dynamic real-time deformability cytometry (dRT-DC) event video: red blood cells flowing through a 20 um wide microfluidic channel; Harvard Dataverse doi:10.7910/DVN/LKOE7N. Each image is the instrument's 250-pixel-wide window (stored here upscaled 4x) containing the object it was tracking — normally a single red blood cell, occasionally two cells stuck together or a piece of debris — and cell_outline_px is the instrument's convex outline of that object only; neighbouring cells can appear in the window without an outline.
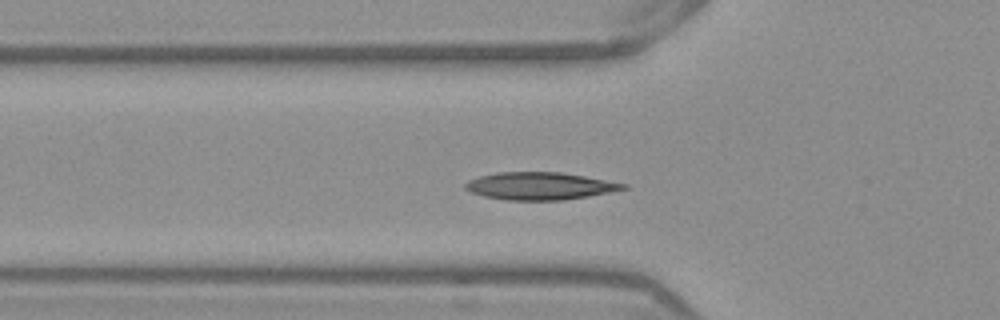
{"species": "Egyptian fruit bat (a non-hibernating species)", "species_latin": "Rousettus aegyptiacus", "temperature_condition": "warm", "stored_images_in_passage": 50, "camera_frame_rate_fps": 3000, "um_per_image_px": 0.085, "frame": {"image": 1, "passage_image": 14, "time_ms": 4.333, "image_size_px": [1000, 320], "cell_outline_px": [[628, 188], [588, 196], [564, 200], [508, 200], [484, 196], [472, 192], [464, 188], [464, 184], [468, 180], [480, 176], [496, 172], [560, 172], [584, 176], [628, 184]], "centroid_in_image_um": [45.87, 15.8], "position_along_channel_um": 79.9, "area_um2": 25.14}}
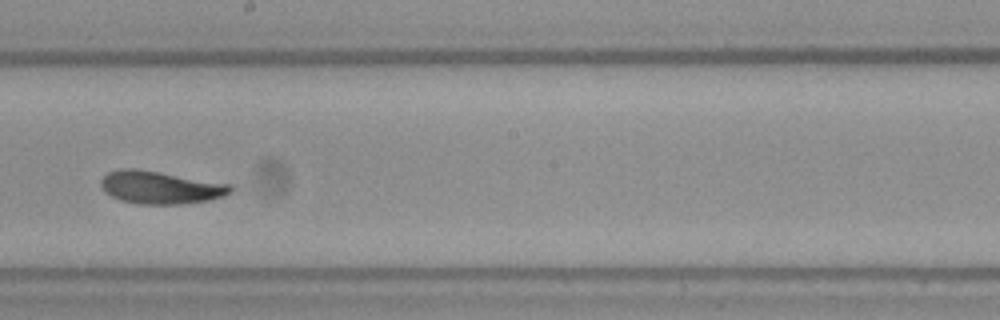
{"frame": {"image": 2, "passage_image": 26, "time_ms": 8.333, "image_size_px": [1000, 320], "cell_outline_px": [[232, 192], [208, 200], [180, 204], [140, 204], [120, 200], [104, 192], [100, 184], [100, 180], [108, 172], [120, 168], [136, 168], [232, 184]], "centroid_in_image_um": [13.6, 15.92], "position_along_channel_um": 234.6, "area_um2": 24.68}}
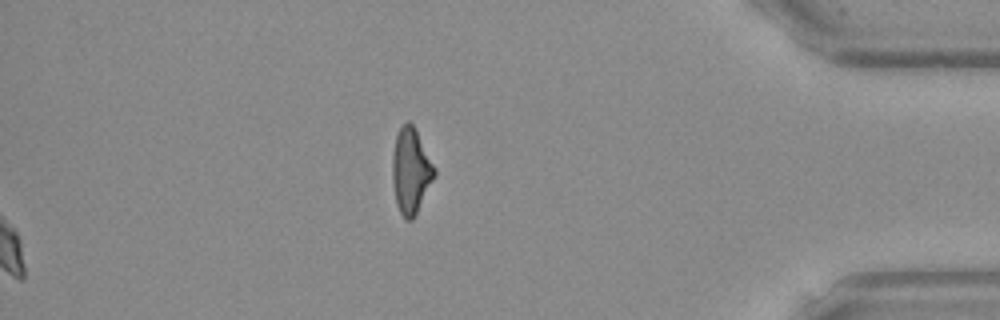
{"frame": {"image": 3, "passage_image": 50, "time_ms": 16.333, "image_size_px": [1000, 320], "cell_outline_px": [[436, 176], [412, 220], [404, 220], [396, 204], [392, 180], [392, 156], [396, 136], [400, 128], [408, 120], [416, 128], [436, 168]], "centroid_in_image_um": [34.93, 14.52], "position_along_channel_um": 400.3, "area_um2": 21.1}, "authors_computed_cell_mechanics": {"area_um2": 23.9292, "velocity_mm_per_s": 3.8558, "shape_relaxation_time_tau1_ms": 5.9427, "shape_relaxation_time_tau2_ms": 3.8759, "deformation_change_tau1": 0.1597, "deformation_change_tau2": 0.0951}}